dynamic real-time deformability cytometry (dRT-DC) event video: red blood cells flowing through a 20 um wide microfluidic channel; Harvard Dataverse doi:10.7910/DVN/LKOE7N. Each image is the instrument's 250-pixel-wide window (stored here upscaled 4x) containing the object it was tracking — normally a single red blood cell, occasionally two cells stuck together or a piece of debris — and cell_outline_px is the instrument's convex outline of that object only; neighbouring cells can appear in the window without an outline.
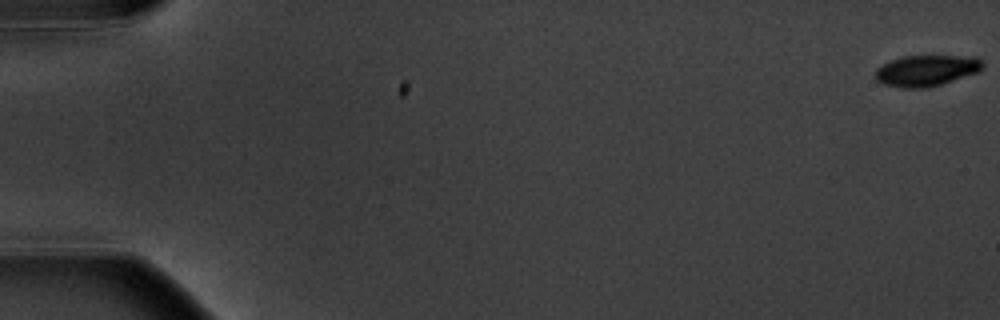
{"species": "common noctule bat (a hibernating species)", "species_latin": "Nyctalus noctula", "temperature_condition": "warm", "stored_images_in_passage": 6, "camera_frame_rate_fps": 3000, "um_per_image_px": 0.085, "animal": {"sex": "male", "body_mass_g": 20.1, "forearm_length_mm": 53.5}, "frame": {"image": 1, "passage_image": 1, "time_ms": 0.0, "image_size_px": [1000, 320], "cell_outline_px": [[984, 68], [980, 72], [940, 84], [924, 88], [900, 88], [884, 84], [876, 80], [876, 68], [900, 56], [972, 56], [980, 60], [984, 64]], "centroid_in_image_um": [78.76, 6.0], "position_along_channel_um": 6.2, "area_um2": 19.42}}
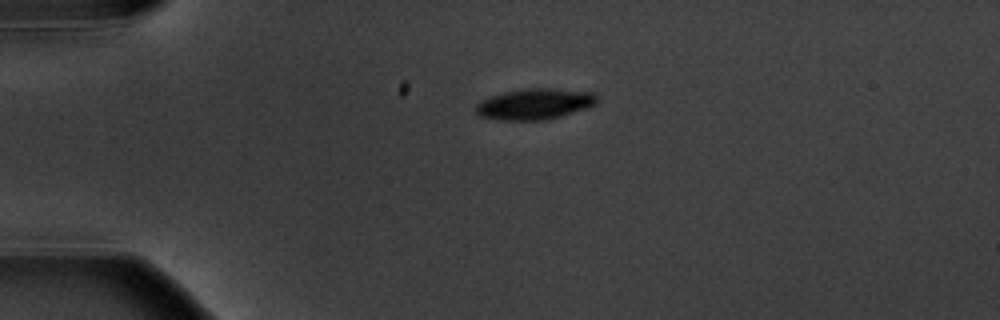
{"frame": {"image": 2, "passage_image": 5, "time_ms": 4.667, "image_size_px": [1000, 320], "cell_outline_px": [[596, 104], [588, 108], [548, 120], [500, 120], [476, 116], [476, 104], [488, 96], [504, 92], [528, 88], [548, 88], [596, 92]], "centroid_in_image_um": [45.44, 8.84], "position_along_channel_um": 39.6, "area_um2": 22.08}}